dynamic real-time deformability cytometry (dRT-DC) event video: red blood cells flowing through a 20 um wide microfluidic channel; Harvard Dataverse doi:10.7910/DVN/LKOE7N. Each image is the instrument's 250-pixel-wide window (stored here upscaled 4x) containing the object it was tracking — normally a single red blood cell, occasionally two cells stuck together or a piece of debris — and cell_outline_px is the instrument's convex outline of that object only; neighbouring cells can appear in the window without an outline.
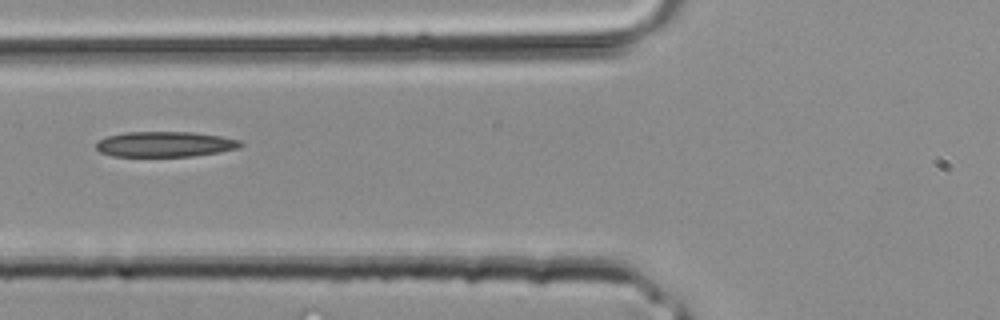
{"species": "common noctule bat (a hibernating species)", "species_latin": "Nyctalus noctula", "temperature_condition": "room temperature", "stored_images_in_passage": 6, "camera_frame_rate_fps": 3000, "um_per_image_px": 0.085, "animal": {"sex": "male", "body_mass_g": 20.4}, "frame": {"image": 1, "passage_image": 6, "time_ms": 1.667, "image_size_px": [1000, 320], "cell_outline_px": [[244, 144], [240, 148], [220, 152], [192, 156], [112, 156], [100, 152], [96, 148], [96, 140], [104, 136], [124, 132], [192, 132], [220, 136], [240, 140]], "centroid_in_image_um": [14.0, 12.25], "position_along_channel_um": 111.8, "area_um2": 21.56}}